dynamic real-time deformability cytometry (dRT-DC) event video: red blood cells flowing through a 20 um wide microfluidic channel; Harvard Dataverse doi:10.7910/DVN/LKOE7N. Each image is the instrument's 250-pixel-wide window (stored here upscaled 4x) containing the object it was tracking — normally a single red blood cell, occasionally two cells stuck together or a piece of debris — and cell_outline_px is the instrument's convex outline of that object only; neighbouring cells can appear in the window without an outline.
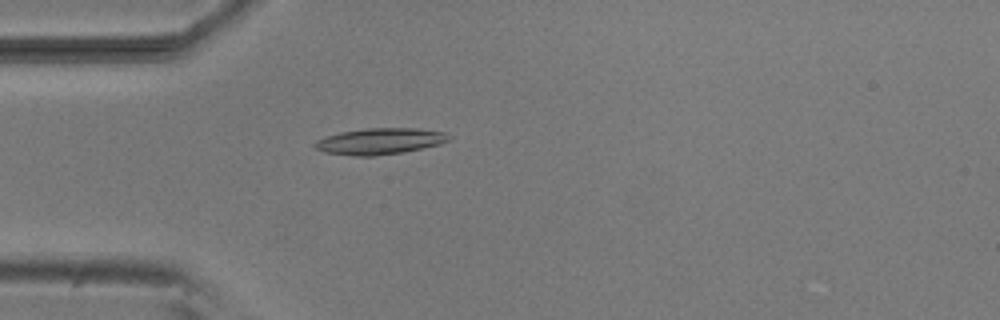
{"species": "common noctule bat (a hibernating species)", "species_latin": "Nyctalus noctula", "temperature_condition": "room temperature", "stored_images_in_passage": 51, "camera_frame_rate_fps": 3000, "um_per_image_px": 0.085, "animal": {"sex": "male", "body_mass_g": 20.5, "forearm_length_mm": 52.5}, "frame": {"image": 1, "passage_image": 13, "time_ms": 4.0, "image_size_px": [1000, 320], "cell_outline_px": [[452, 136], [448, 140], [440, 144], [404, 152], [372, 156], [352, 156], [324, 152], [316, 148], [312, 144], [316, 140], [324, 136], [340, 132], [368, 128], [416, 128], [444, 132]], "centroid_in_image_um": [32.26, 12.0], "position_along_channel_um": 52.7, "area_um2": 20.58}}
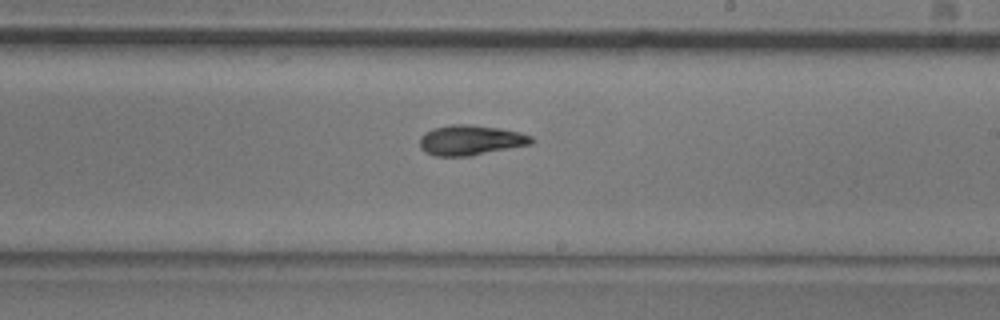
{"frame": {"image": 2, "passage_image": 29, "time_ms": 9.333, "image_size_px": [1000, 320], "cell_outline_px": [[536, 140], [532, 144], [472, 156], [436, 156], [424, 152], [420, 148], [420, 136], [424, 132], [432, 128], [452, 124], [472, 124], [500, 128], [520, 132], [532, 136]], "centroid_in_image_um": [40.01, 11.91], "position_along_channel_um": 249.0, "area_um2": 20.0}}
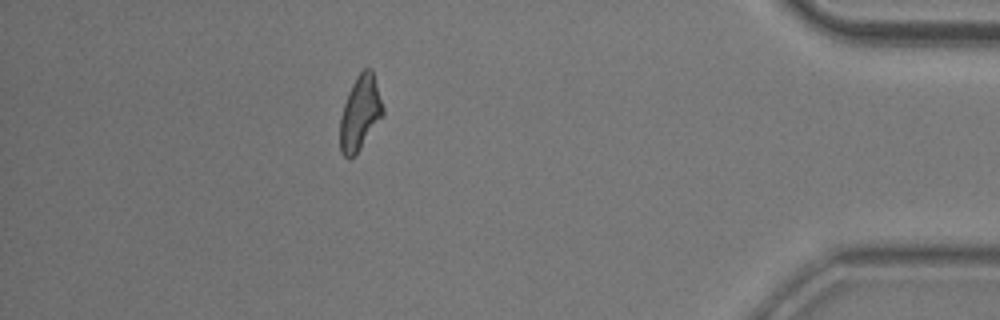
{"frame": {"image": 3, "passage_image": 45, "time_ms": 14.667, "image_size_px": [1000, 320], "cell_outline_px": [[384, 116], [360, 148], [348, 160], [340, 152], [340, 116], [348, 92], [356, 76], [364, 68], [372, 68], [384, 108]], "centroid_in_image_um": [30.61, 9.59], "position_along_channel_um": 404.6, "area_um2": 18.67}, "authors_computed_cell_mechanics": {"area_um2": 18.9584, "velocity_mm_per_s": 3.7979, "shape_relaxation_time_tau1_ms": 6.5986, "shape_relaxation_time_tau2_ms": 4.5715, "deformation_change_tau1": 0.1831, "deformation_change_tau2": 0.1145}}